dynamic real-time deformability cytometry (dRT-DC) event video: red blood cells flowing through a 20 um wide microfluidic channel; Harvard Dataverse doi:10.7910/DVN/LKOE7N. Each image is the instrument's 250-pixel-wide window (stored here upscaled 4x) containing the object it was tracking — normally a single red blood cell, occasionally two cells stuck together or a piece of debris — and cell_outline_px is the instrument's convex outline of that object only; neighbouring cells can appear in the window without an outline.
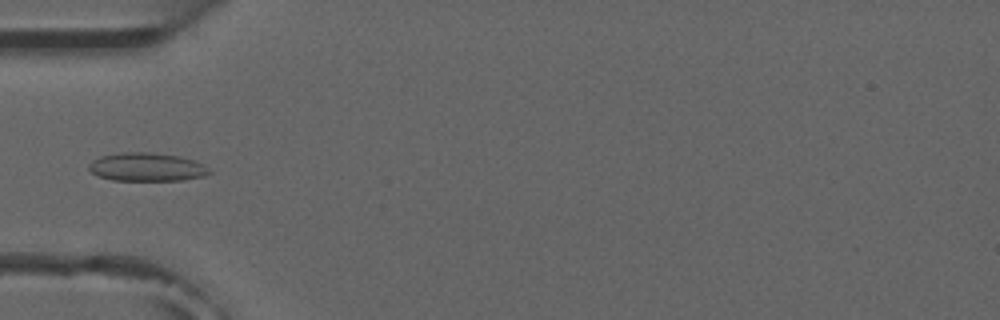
{"species": "common noctule bat (a hibernating species)", "species_latin": "Nyctalus noctula", "temperature_condition": "room temperature", "stored_images_in_passage": 4, "camera_frame_rate_fps": 3000, "um_per_image_px": 0.085, "animal": {"sex": "male", "forearm_length_mm": 52.5}, "frame": {"image": 1, "passage_image": 3, "time_ms": 2.333, "image_size_px": [1000, 320], "cell_outline_px": [[212, 172], [204, 176], [184, 180], [112, 180], [100, 176], [92, 172], [88, 168], [88, 164], [92, 160], [100, 156], [124, 152], [148, 152], [180, 156], [204, 164]], "centroid_in_image_um": [12.48, 14.19], "position_along_channel_um": 72.5, "area_um2": 19.88}}
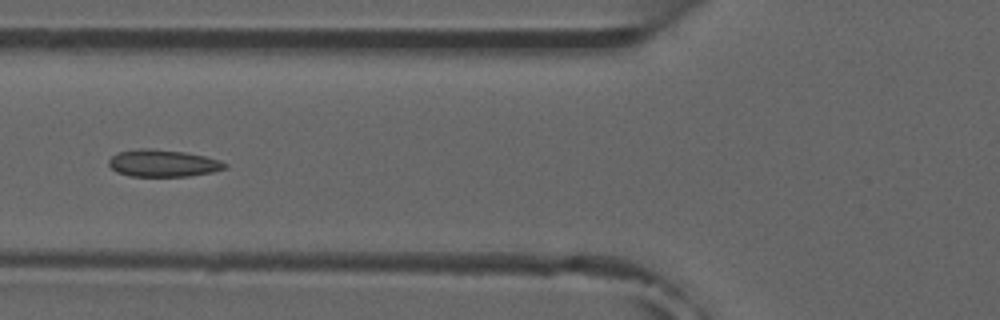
{"frame": {"image": 2, "passage_image": 4, "time_ms": 3.333, "image_size_px": [1000, 320], "cell_outline_px": [[228, 168], [212, 172], [188, 176], [128, 176], [116, 172], [108, 164], [108, 160], [112, 156], [120, 152], [140, 148], [148, 148], [184, 152], [204, 156], [220, 160], [228, 164]], "centroid_in_image_um": [13.86, 13.88], "position_along_channel_um": 111.9, "area_um2": 18.32}}